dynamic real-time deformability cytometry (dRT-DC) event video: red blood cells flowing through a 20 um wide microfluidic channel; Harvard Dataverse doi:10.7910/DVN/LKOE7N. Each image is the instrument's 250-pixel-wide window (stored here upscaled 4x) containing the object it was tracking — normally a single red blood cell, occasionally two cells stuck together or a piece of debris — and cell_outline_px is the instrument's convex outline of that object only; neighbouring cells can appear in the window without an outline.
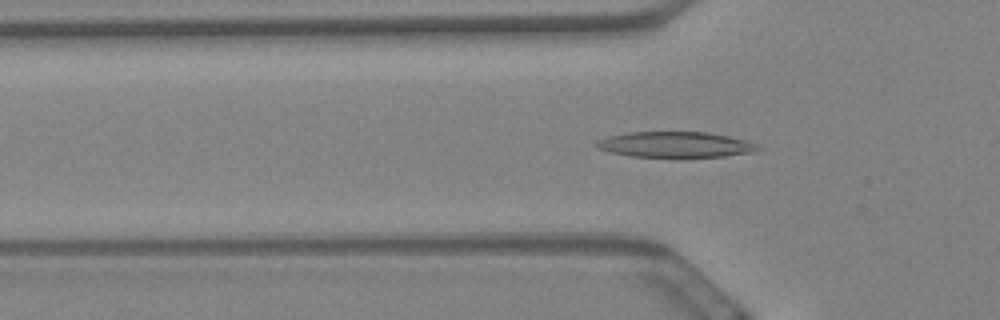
{"species": "Egyptian fruit bat (a non-hibernating species)", "species_latin": "Rousettus aegyptiacus", "temperature_condition": "warm", "stored_images_in_passage": 42, "camera_frame_rate_fps": 3000, "um_per_image_px": 0.085, "animal": {"sex": "female"}, "frame": {"image": 1, "passage_image": 2, "time_ms": 0.333, "image_size_px": [1000, 320], "cell_outline_px": [[764, 148], [756, 152], [724, 156], [628, 156], [608, 152], [596, 148], [592, 144], [596, 140], [608, 136], [628, 132], [708, 132], [728, 136], [744, 140], [756, 144]], "centroid_in_image_um": [57.36, 12.28], "position_along_channel_um": 68.4, "area_um2": 24.16}}
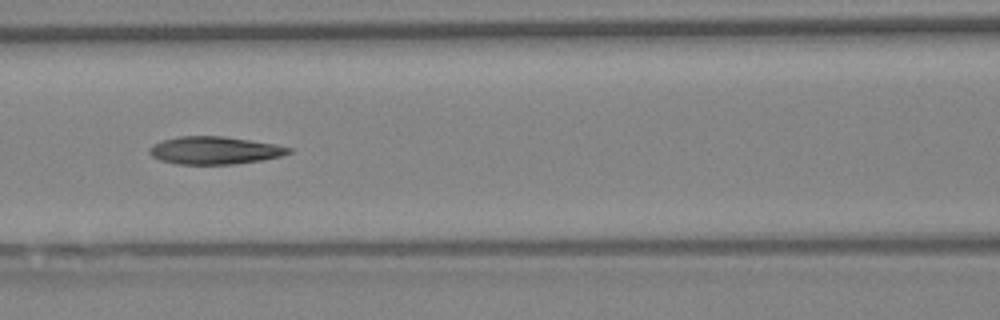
{"frame": {"image": 2, "passage_image": 9, "time_ms": 2.667, "image_size_px": [1000, 320], "cell_outline_px": [[292, 152], [280, 156], [264, 160], [232, 164], [176, 164], [160, 160], [152, 156], [148, 152], [148, 148], [152, 144], [164, 140], [180, 136], [224, 136], [276, 144], [292, 148]], "centroid_in_image_um": [18.24, 12.78], "position_along_channel_um": 148.4, "area_um2": 22.54}}
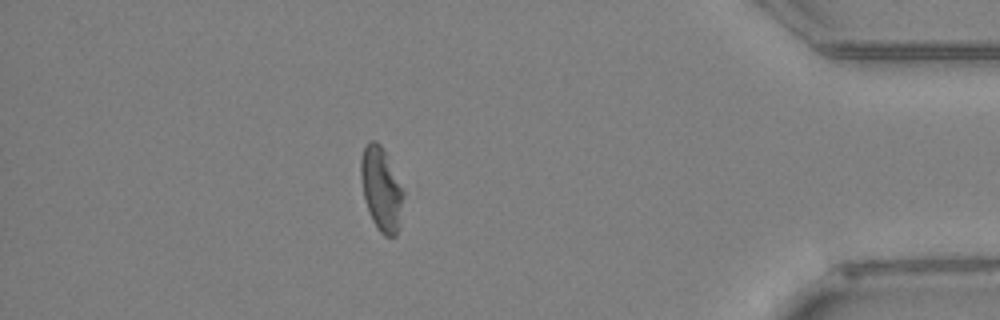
{"frame": {"image": 3, "passage_image": 35, "time_ms": 11.333, "image_size_px": [1000, 320], "cell_outline_px": [[404, 196], [400, 228], [396, 236], [384, 236], [380, 232], [372, 220], [364, 196], [360, 180], [360, 160], [364, 148], [368, 140], [376, 140], [380, 144], [404, 192]], "centroid_in_image_um": [32.41, 16.1], "position_along_channel_um": 402.8, "area_um2": 20.63}, "authors_computed_cell_mechanics": {"area_um2": 22.5709, "velocity_mm_per_s": 3.4225, "shape_relaxation_time_tau1_ms": 5.8266, "shape_relaxation_time_tau2_ms": 6.7925, "deformation_change_tau1": 0.1764, "deformation_change_tau2": 0.1869}}